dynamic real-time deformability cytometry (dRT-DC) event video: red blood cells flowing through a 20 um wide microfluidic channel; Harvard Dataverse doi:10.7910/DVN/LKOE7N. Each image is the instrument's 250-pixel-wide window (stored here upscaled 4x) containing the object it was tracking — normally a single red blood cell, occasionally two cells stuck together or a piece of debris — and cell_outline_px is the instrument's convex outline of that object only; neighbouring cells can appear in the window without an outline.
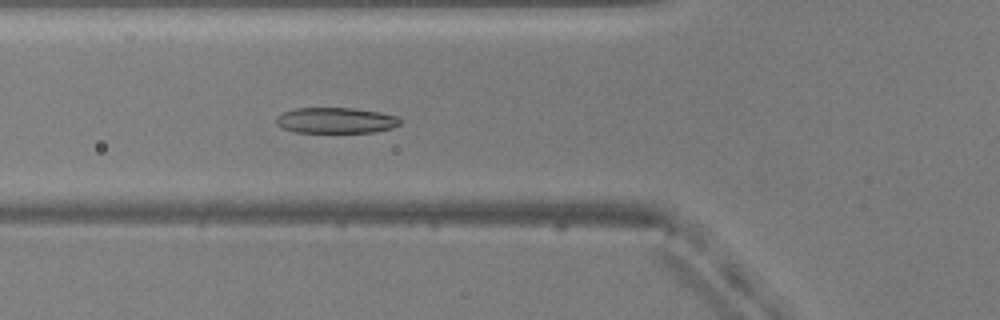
{"species": "common noctule bat (a hibernating species)", "species_latin": "Nyctalus noctula", "temperature_condition": "warm", "stored_images_in_passage": 43, "camera_frame_rate_fps": 3000, "um_per_image_px": 0.085, "animal": {"sex": "male", "body_mass_g": 20.5, "forearm_length_mm": 52.5}, "frame": {"image": 1, "passage_image": 9, "time_ms": 2.667, "image_size_px": [1000, 320], "cell_outline_px": [[400, 124], [392, 128], [372, 132], [296, 132], [280, 128], [276, 124], [276, 116], [280, 112], [296, 108], [352, 108], [380, 112], [400, 116]], "centroid_in_image_um": [28.51, 10.23], "position_along_channel_um": 97.3, "area_um2": 18.79}}
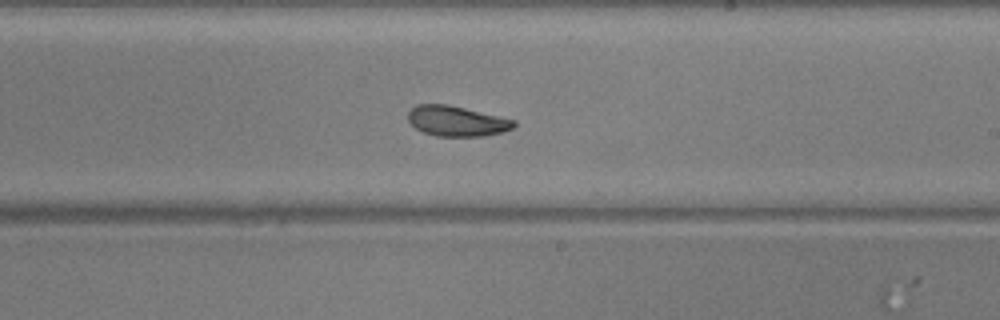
{"frame": {"image": 2, "passage_image": 21, "time_ms": 6.667, "image_size_px": [1000, 320], "cell_outline_px": [[516, 124], [512, 128], [504, 132], [484, 136], [436, 136], [424, 132], [416, 128], [408, 120], [408, 112], [416, 104], [448, 104], [516, 120]], "centroid_in_image_um": [38.83, 10.29], "position_along_channel_um": 250.2, "area_um2": 18.67}}
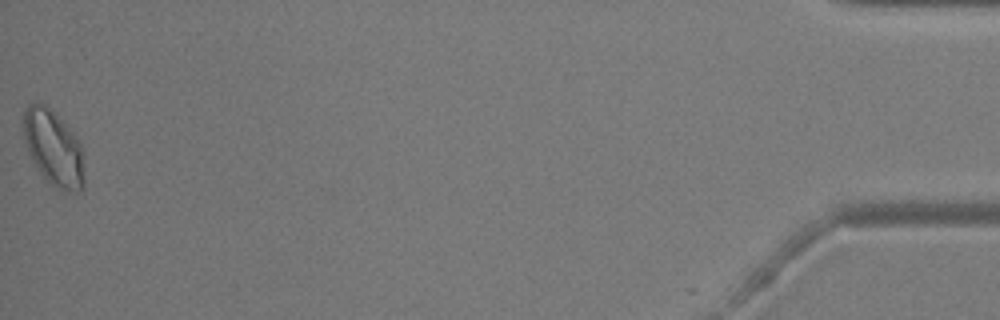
{"frame": {"image": 3, "passage_image": 43, "time_ms": 14.0, "image_size_px": [1000, 320], "cell_outline_px": [[84, 188], [80, 192], [72, 192], [60, 188], [52, 184], [40, 172], [32, 160], [24, 140], [20, 120], [28, 104], [36, 100], [44, 104], [76, 136], [80, 144], [84, 156]], "centroid_in_image_um": [4.53, 12.56], "position_along_channel_um": 430.7, "area_um2": 26.88}, "authors_computed_cell_mechanics": {"area_um2": 19.3052, "velocity_mm_per_s": 3.821, "shape_relaxation_time_tau1_ms": 3.3332, "shape_relaxation_time_tau2_ms": 3.4822, "deformation_change_tau1": 0.1211, "deformation_change_tau2": 0.0937}}